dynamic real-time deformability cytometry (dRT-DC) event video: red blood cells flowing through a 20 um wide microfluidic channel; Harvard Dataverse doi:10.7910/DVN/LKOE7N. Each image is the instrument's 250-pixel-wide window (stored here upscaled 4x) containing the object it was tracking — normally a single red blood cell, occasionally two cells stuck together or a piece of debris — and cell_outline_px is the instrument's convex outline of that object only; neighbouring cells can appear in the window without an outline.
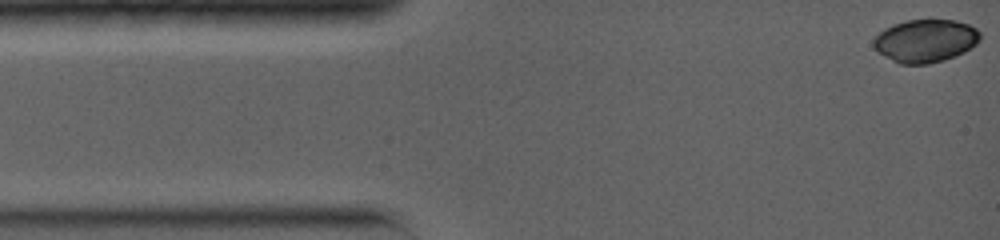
{"species": "common noctule bat (a hibernating species)", "species_latin": "Nyctalus noctula", "temperature_condition": "warm", "stored_images_in_passage": 36, "camera_frame_rate_fps": 5000, "um_per_image_px": 0.085, "animal": {"sex": "female", "body_mass_g": 19.0, "forearm_length_mm": 56.7}, "frame": {"image": 1, "passage_image": 1, "time_ms": 0.0, "image_size_px": [1000, 240], "cell_outline_px": [[980, 40], [976, 44], [964, 52], [944, 60], [928, 64], [900, 64], [876, 52], [872, 44], [872, 40], [884, 28], [892, 24], [908, 20], [928, 16], [956, 20], [968, 24], [976, 28], [980, 32]], "centroid_in_image_um": [78.65, 3.42], "position_along_channel_um": 6.4, "area_um2": 27.51}}
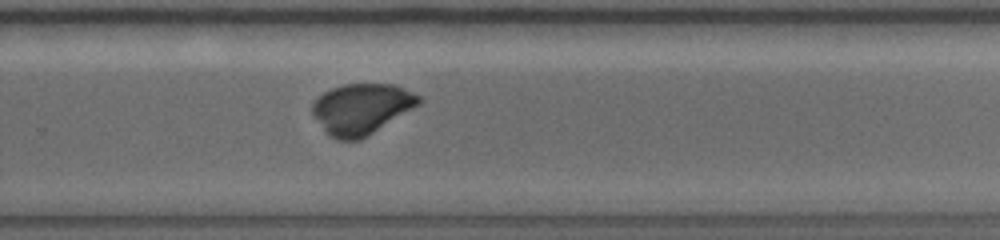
{"frame": {"image": 2, "passage_image": 28, "time_ms": 9.4, "image_size_px": [1000, 240], "cell_outline_px": [[424, 100], [420, 104], [360, 140], [336, 140], [328, 136], [312, 112], [312, 104], [324, 92], [332, 88], [344, 84], [392, 84], [404, 88], [420, 96]], "centroid_in_image_um": [30.73, 9.25], "position_along_channel_um": 299.1, "area_um2": 31.21}}
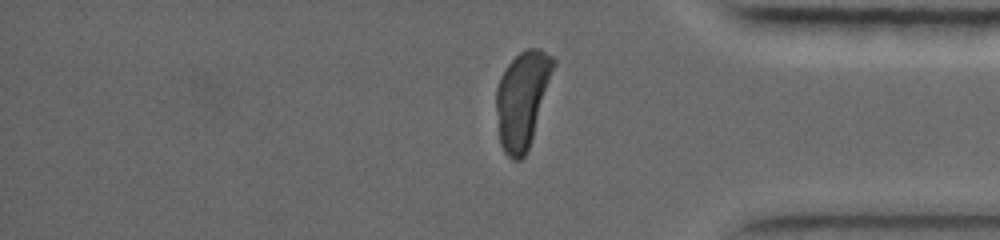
{"frame": {"image": 3, "passage_image": 36, "time_ms": 12.0, "image_size_px": [1000, 240], "cell_outline_px": [[556, 64], [528, 148], [524, 156], [520, 160], [512, 160], [504, 152], [500, 144], [496, 112], [496, 88], [500, 76], [504, 68], [520, 52], [528, 48], [540, 48], [552, 56], [556, 60]], "centroid_in_image_um": [44.38, 8.41], "position_along_channel_um": 390.8, "area_um2": 32.02}}